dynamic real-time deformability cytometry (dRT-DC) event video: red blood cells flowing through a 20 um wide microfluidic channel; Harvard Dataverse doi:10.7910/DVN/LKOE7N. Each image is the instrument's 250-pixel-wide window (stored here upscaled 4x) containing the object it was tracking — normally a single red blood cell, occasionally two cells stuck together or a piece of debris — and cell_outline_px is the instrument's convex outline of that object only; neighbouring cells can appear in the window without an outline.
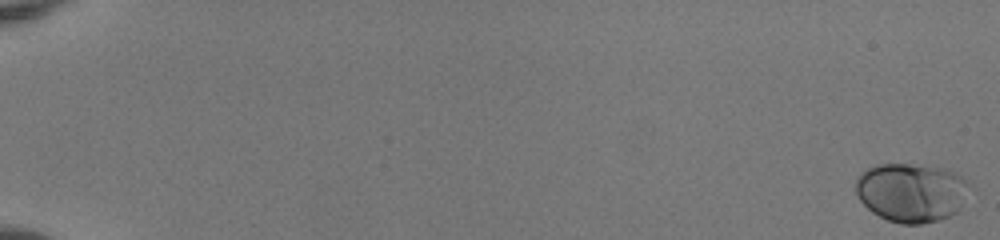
{"species": "human", "species_latin": "Homo sapiens", "temperature_condition": "room temperature", "stored_images_in_passage": 20, "camera_frame_rate_fps": 3000, "um_per_image_px": 0.085, "donor": {"sex": "female"}, "frame": {"image": 1, "passage_image": 1, "time_ms": 0.0, "image_size_px": [1000, 240], "cell_outline_px": [[976, 192], [960, 212], [940, 220], [920, 224], [900, 224], [888, 220], [872, 212], [856, 196], [856, 180], [860, 172], [864, 168], [876, 164], [908, 164], [948, 168], [972, 180], [976, 188]], "centroid_in_image_um": [77.64, 16.35], "position_along_channel_um": 7.4, "area_um2": 41.04}}